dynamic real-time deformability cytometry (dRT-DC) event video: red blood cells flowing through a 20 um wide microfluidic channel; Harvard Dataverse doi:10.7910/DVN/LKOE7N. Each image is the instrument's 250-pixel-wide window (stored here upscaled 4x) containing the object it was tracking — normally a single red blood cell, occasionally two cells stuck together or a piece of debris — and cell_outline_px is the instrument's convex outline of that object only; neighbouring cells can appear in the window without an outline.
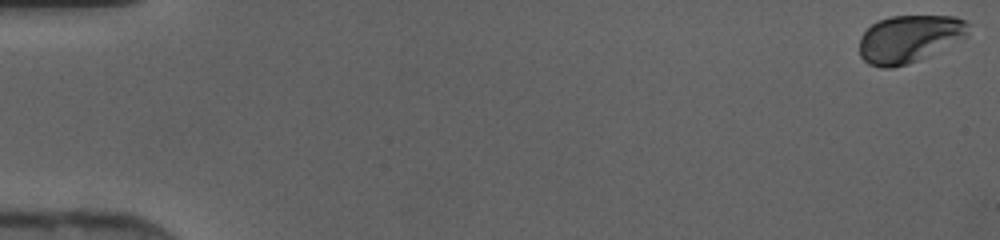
{"species": "human", "species_latin": "Homo sapiens", "temperature_condition": "cold", "stored_images_in_passage": 42, "camera_frame_rate_fps": 3000, "um_per_image_px": 0.085, "donor": {"sex": "female"}, "frame": {"image": 1, "passage_image": 1, "time_ms": 0.0, "image_size_px": [1000, 240], "cell_outline_px": [[968, 36], [908, 64], [892, 68], [884, 68], [868, 64], [860, 56], [860, 36], [872, 24], [880, 20], [892, 16], [956, 16], [964, 20], [968, 24]], "centroid_in_image_um": [77.26, 3.29], "position_along_channel_um": 7.7, "area_um2": 29.82}}
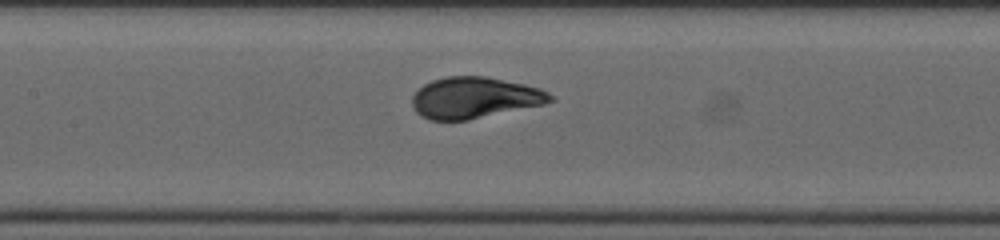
{"frame": {"image": 2, "passage_image": 23, "time_ms": 7.333, "image_size_px": [1000, 240], "cell_outline_px": [[556, 100], [544, 104], [468, 120], [428, 120], [420, 116], [416, 112], [412, 104], [412, 96], [424, 84], [432, 80], [444, 76], [484, 76], [524, 84], [540, 88], [548, 92]], "centroid_in_image_um": [40.32, 8.31], "position_along_channel_um": 167.1, "area_um2": 33.18}}
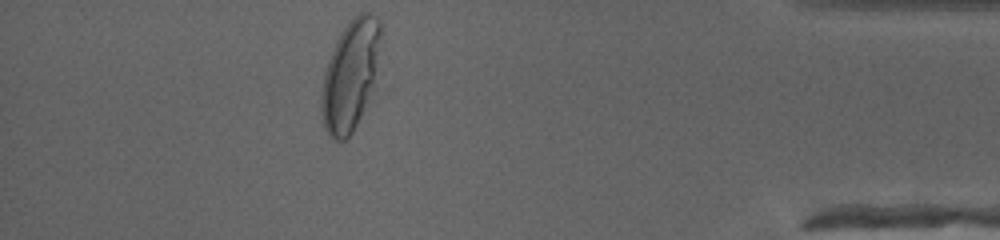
{"frame": {"image": 3, "passage_image": 42, "time_ms": 13.667, "image_size_px": [1000, 240], "cell_outline_px": [[380, 40], [376, 88], [352, 132], [344, 140], [336, 140], [328, 136], [324, 128], [320, 112], [320, 96], [324, 72], [328, 60], [336, 40], [340, 32], [352, 16], [360, 12], [372, 12], [380, 20]], "centroid_in_image_um": [29.79, 6.39], "position_along_channel_um": 405.4, "area_um2": 39.02}}